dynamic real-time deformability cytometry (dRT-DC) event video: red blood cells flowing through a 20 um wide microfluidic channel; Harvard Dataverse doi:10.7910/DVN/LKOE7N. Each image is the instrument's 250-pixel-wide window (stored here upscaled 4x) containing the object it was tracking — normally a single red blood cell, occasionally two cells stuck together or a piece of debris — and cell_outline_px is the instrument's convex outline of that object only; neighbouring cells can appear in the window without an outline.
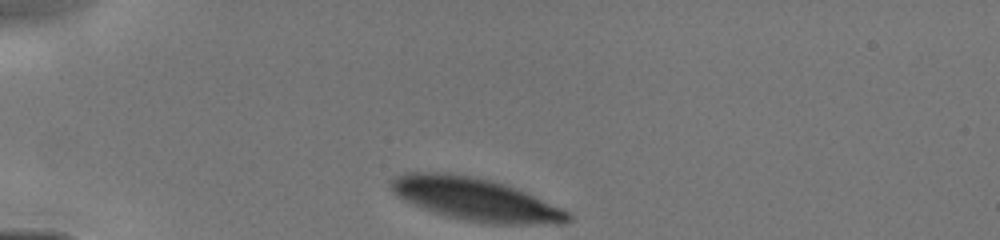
{"species": "human", "species_latin": "Homo sapiens", "temperature_condition": "cold", "stored_images_in_passage": 53, "camera_frame_rate_fps": 3000, "um_per_image_px": 0.085, "donor": {"sex": "male"}, "frame": {"image": 1, "passage_image": 1, "time_ms": 0.0, "image_size_px": [1000, 240], "cell_outline_px": [[572, 220], [568, 224], [492, 224], [460, 220], [432, 212], [412, 204], [396, 196], [392, 192], [388, 184], [388, 180], [396, 176], [408, 172], [440, 172], [472, 176], [504, 184], [516, 188], [572, 212]], "centroid_in_image_um": [40.42, 16.96], "position_along_channel_um": 44.6, "area_um2": 44.62}}
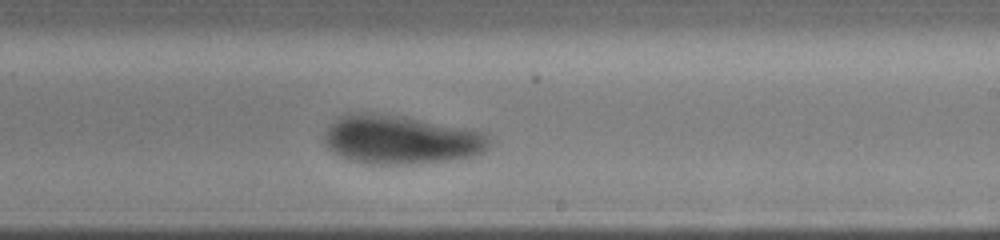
{"frame": {"image": 2, "passage_image": 23, "time_ms": 5.667, "image_size_px": [1000, 240], "cell_outline_px": [[492, 140], [488, 148], [484, 152], [472, 156], [448, 160], [420, 164], [368, 164], [348, 160], [332, 152], [324, 144], [324, 132], [328, 124], [340, 116], [348, 112], [372, 112], [400, 116], [464, 128], [484, 132]], "centroid_in_image_um": [34.01, 11.88], "position_along_channel_um": 255.0, "area_um2": 47.4}}
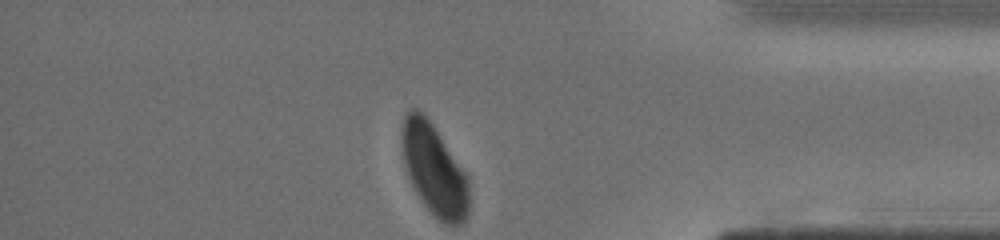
{"frame": {"image": 3, "passage_image": 52, "time_ms": 9.333, "image_size_px": [1000, 240], "cell_outline_px": [[468, 216], [460, 224], [444, 224], [420, 200], [408, 176], [404, 164], [400, 144], [404, 116], [412, 108], [416, 108], [432, 124], [468, 176]], "centroid_in_image_um": [36.88, 14.43], "position_along_channel_um": 398.3, "area_um2": 35.26}}